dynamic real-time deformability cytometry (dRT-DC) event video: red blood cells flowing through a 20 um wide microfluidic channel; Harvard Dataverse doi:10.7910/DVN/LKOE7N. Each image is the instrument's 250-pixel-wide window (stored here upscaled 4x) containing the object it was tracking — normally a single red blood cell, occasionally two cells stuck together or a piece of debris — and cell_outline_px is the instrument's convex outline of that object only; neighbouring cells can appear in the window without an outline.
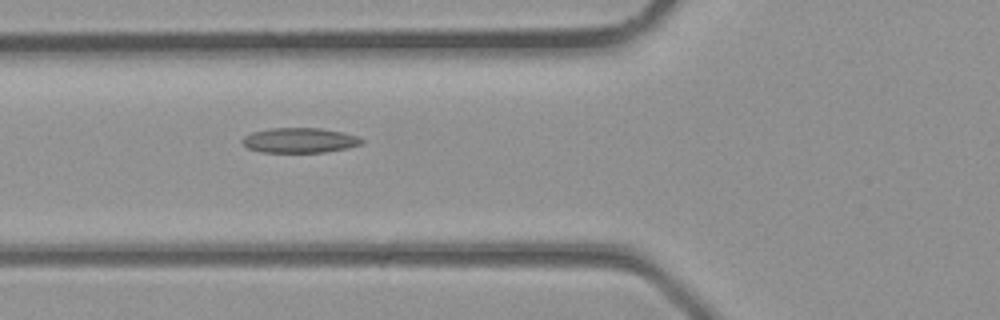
{"species": "common noctule bat (a hibernating species)", "species_latin": "Nyctalus noctula", "temperature_condition": "room temperature", "stored_images_in_passage": 5, "camera_frame_rate_fps": 3000, "um_per_image_px": 0.085, "animal": {"sex": "male", "body_mass_g": 23.1, "forearm_length_mm": 52.7}, "frame": {"image": 1, "passage_image": 5, "time_ms": 1.333, "image_size_px": [1000, 320], "cell_outline_px": [[364, 144], [348, 148], [324, 152], [260, 152], [248, 148], [240, 140], [244, 136], [252, 132], [268, 128], [320, 128], [344, 132], [360, 136], [364, 140]], "centroid_in_image_um": [25.51, 11.92], "position_along_channel_um": 100.3, "area_um2": 17.63}}